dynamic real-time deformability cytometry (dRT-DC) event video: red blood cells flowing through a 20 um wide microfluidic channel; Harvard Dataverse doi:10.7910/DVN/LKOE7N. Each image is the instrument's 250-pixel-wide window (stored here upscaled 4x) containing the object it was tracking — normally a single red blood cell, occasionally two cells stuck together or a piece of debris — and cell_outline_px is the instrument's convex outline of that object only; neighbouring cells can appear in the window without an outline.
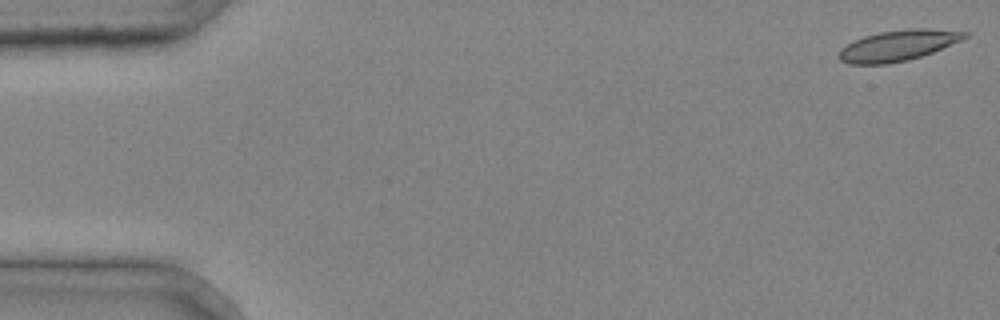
{"species": "common noctule bat (a hibernating species)", "species_latin": "Nyctalus noctula", "temperature_condition": "cold", "stored_images_in_passage": 38, "camera_frame_rate_fps": 3000, "um_per_image_px": 0.085, "animal": {"sex": "male", "body_mass_g": 20.4}, "frame": {"image": 1, "passage_image": 1, "time_ms": 0.0, "image_size_px": [1000, 320], "cell_outline_px": [[968, 36], [964, 40], [932, 52], [908, 60], [888, 64], [848, 64], [840, 60], [836, 56], [840, 48], [864, 36], [880, 32], [908, 28], [928, 28], [968, 32]], "centroid_in_image_um": [76.33, 3.87], "position_along_channel_um": 8.7, "area_um2": 22.66}}
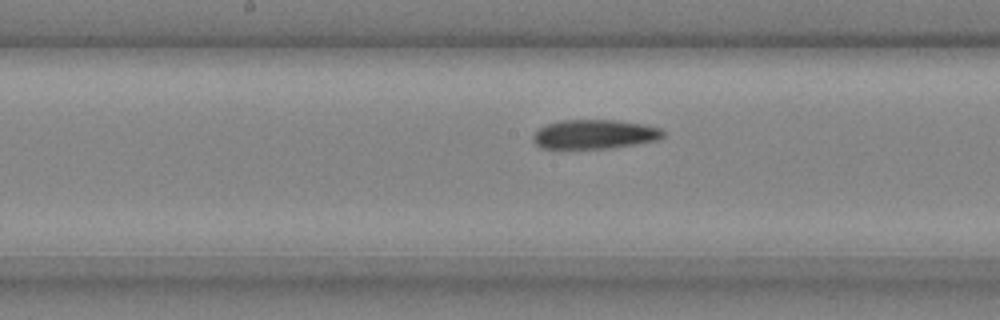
{"frame": {"image": 2, "passage_image": 22, "time_ms": 7.0, "image_size_px": [1000, 320], "cell_outline_px": [[664, 136], [660, 140], [612, 148], [540, 148], [532, 140], [532, 136], [540, 128], [548, 124], [564, 120], [612, 120], [644, 124], [660, 128], [664, 132]], "centroid_in_image_um": [50.57, 11.42], "position_along_channel_um": 197.6, "area_um2": 22.08}}
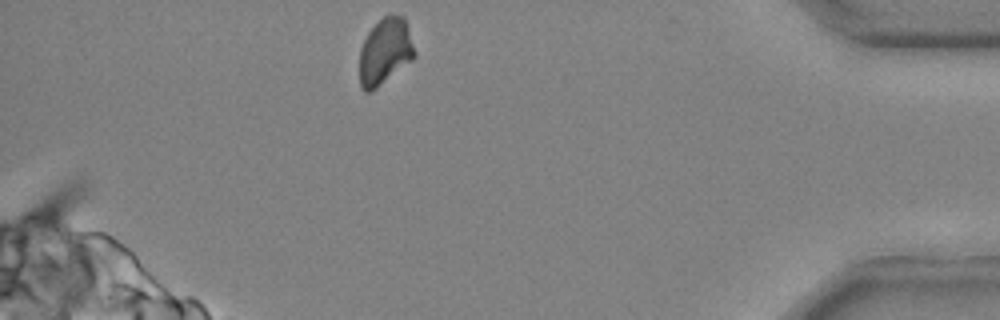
{"frame": {"image": 3, "passage_image": 38, "time_ms": 12.333, "image_size_px": [1000, 320], "cell_outline_px": [[416, 56], [412, 60], [376, 88], [368, 92], [364, 92], [360, 88], [360, 48], [368, 32], [384, 16], [404, 16], [416, 52]], "centroid_in_image_um": [32.73, 4.4], "position_along_channel_um": 402.5, "area_um2": 21.04}}